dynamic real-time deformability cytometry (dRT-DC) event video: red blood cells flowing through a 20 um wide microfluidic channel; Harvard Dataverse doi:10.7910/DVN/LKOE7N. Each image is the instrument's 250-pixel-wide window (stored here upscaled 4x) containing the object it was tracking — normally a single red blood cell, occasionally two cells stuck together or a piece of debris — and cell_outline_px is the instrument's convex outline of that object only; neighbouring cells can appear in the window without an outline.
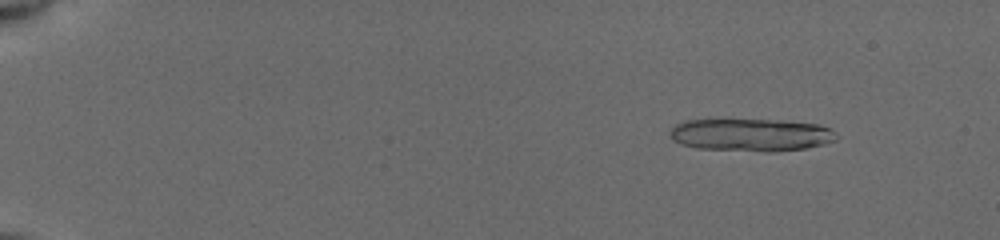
{"species": "common noctule bat (a hibernating species)", "species_latin": "Nyctalus noctula", "temperature_condition": "cold", "stored_images_in_passage": 50, "segment_of_instrument_passage": [1, 2], "camera_frame_rate_fps": 3000, "um_per_image_px": 0.085, "animal": {"sex": "female", "body_mass_g": 19.5, "forearm_length_mm": 54.1}, "frame": {"image": 1, "passage_image": 6, "time_ms": 1.667, "image_size_px": [1000, 240], "cell_outline_px": [[836, 140], [824, 144], [804, 148], [772, 152], [768, 152], [696, 148], [680, 144], [672, 140], [672, 128], [676, 124], [684, 120], [784, 120], [820, 124], [836, 132]], "centroid_in_image_um": [63.86, 11.46], "position_along_channel_um": 21.1, "area_um2": 31.67}}